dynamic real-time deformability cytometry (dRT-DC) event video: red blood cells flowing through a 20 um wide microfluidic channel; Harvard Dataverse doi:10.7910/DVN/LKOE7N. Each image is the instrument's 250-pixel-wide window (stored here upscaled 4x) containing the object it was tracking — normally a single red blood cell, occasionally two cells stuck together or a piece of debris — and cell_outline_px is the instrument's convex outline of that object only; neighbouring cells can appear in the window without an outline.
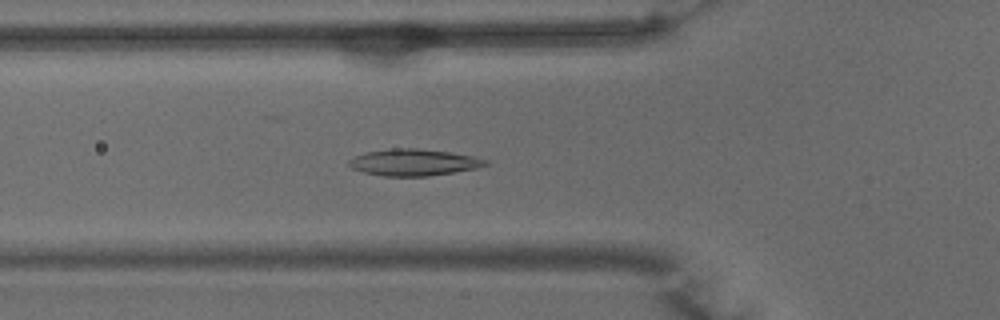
{"species": "common noctule bat (a hibernating species)", "species_latin": "Nyctalus noctula", "temperature_condition": "warm", "stored_images_in_passage": 53, "camera_frame_rate_fps": 3000, "um_per_image_px": 0.085, "animal": {"sex": "male", "body_mass_g": 15.6}, "frame": {"image": 1, "passage_image": 18, "time_ms": 5.667, "image_size_px": [1000, 320], "cell_outline_px": [[488, 164], [476, 168], [428, 176], [384, 176], [364, 172], [352, 168], [348, 164], [348, 160], [352, 156], [368, 152], [392, 148], [416, 148], [448, 152], [472, 156], [488, 160]], "centroid_in_image_um": [35.12, 13.8], "position_along_channel_um": 90.7, "area_um2": 20.98}}
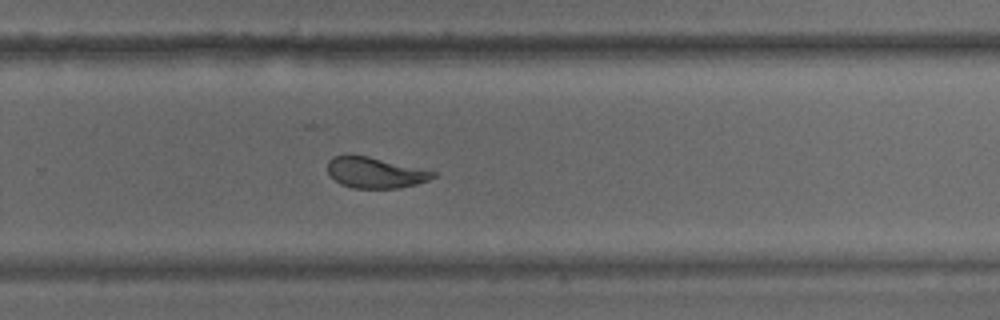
{"frame": {"image": 2, "passage_image": 34, "time_ms": 11.0, "image_size_px": [1000, 320], "cell_outline_px": [[436, 176], [428, 180], [416, 184], [400, 188], [352, 188], [340, 184], [328, 172], [328, 160], [332, 156], [348, 152], [368, 156], [436, 172]], "centroid_in_image_um": [31.83, 14.65], "position_along_channel_um": 298.0, "area_um2": 19.13}}
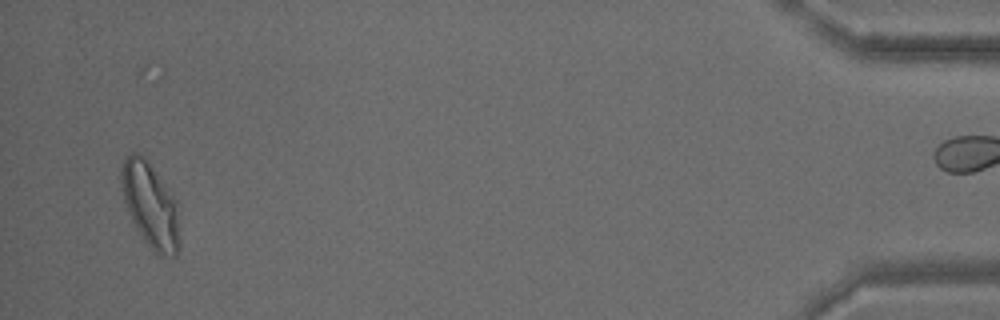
{"frame": {"image": 3, "passage_image": 50, "time_ms": 16.333, "image_size_px": [1000, 320], "cell_outline_px": [[180, 248], [176, 256], [160, 256], [152, 252], [136, 228], [128, 212], [124, 200], [120, 180], [120, 168], [124, 160], [132, 152], [140, 152], [148, 160], [176, 200], [180, 244]], "centroid_in_image_um": [12.78, 17.45], "position_along_channel_um": 422.4, "area_um2": 29.07}, "authors_computed_cell_mechanics": {"area_um2": 21.3282, "velocity_mm_per_s": 3.8818, "shape_relaxation_time_tau1_ms": 6.8171, "shape_relaxation_time_tau2_ms": 1.5296, "deformation_change_tau1": 0.1963, "deformation_change_tau2": 0.0814}}